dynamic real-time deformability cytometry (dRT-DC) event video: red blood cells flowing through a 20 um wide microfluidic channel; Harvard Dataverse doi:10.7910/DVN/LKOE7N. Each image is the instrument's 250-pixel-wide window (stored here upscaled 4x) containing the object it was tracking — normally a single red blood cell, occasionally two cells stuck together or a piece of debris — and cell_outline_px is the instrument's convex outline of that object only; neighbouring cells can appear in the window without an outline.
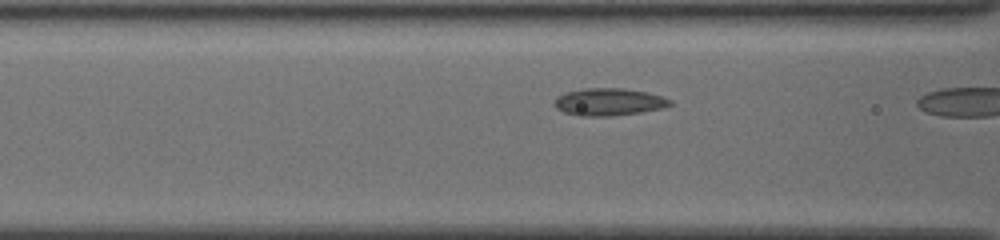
{"species": "common noctule bat (a hibernating species)", "species_latin": "Nyctalus noctula", "temperature_condition": "cold", "stored_images_in_passage": 9, "camera_frame_rate_fps": 3000, "um_per_image_px": 0.085, "animal": {"sex": "female", "body_mass_g": 19.5, "forearm_length_mm": 54.1}, "frame": {"image": 1, "passage_image": 8, "time_ms": 2.333, "image_size_px": [1000, 240], "cell_outline_px": [[672, 104], [660, 108], [640, 112], [608, 116], [580, 116], [564, 112], [556, 108], [552, 104], [556, 96], [568, 92], [584, 88], [624, 88], [644, 92], [660, 96], [672, 100]], "centroid_in_image_um": [51.69, 8.66], "position_along_channel_um": 114.9, "area_um2": 18.26}}